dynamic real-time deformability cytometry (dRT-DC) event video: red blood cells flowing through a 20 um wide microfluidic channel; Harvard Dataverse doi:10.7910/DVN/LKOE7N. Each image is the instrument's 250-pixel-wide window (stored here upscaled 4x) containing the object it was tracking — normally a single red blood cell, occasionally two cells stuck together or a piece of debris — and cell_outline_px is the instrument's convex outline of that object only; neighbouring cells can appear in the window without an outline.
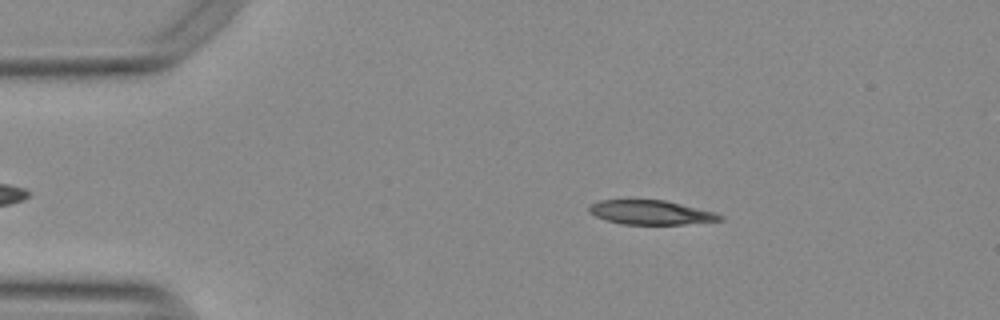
{"species": "Egyptian fruit bat (a non-hibernating species)", "species_latin": "Rousettus aegyptiacus", "temperature_condition": "warm", "stored_images_in_passage": 53, "camera_frame_rate_fps": 3000, "um_per_image_px": 0.085, "animal": {"sex": "female"}, "frame": {"image": 1, "passage_image": 9, "time_ms": 2.667, "image_size_px": [1000, 320], "cell_outline_px": [[724, 220], [684, 224], [624, 224], [608, 220], [596, 216], [588, 212], [588, 208], [596, 200], [664, 200], [716, 212], [724, 216]], "centroid_in_image_um": [55.35, 18.05], "position_along_channel_um": 29.7, "area_um2": 18.38}}
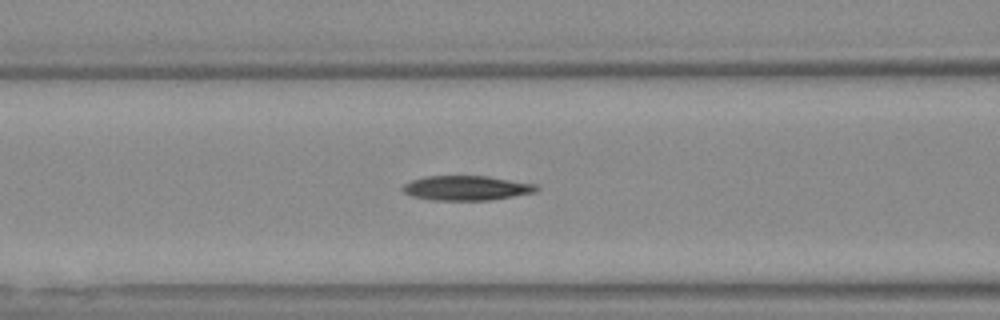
{"frame": {"image": 2, "passage_image": 21, "time_ms": 6.667, "image_size_px": [1000, 320], "cell_outline_px": [[540, 188], [536, 192], [488, 200], [428, 200], [412, 196], [404, 192], [400, 188], [404, 184], [412, 180], [424, 176], [488, 176], [536, 184]], "centroid_in_image_um": [39.62, 15.98], "position_along_channel_um": 127.0, "area_um2": 19.25}}
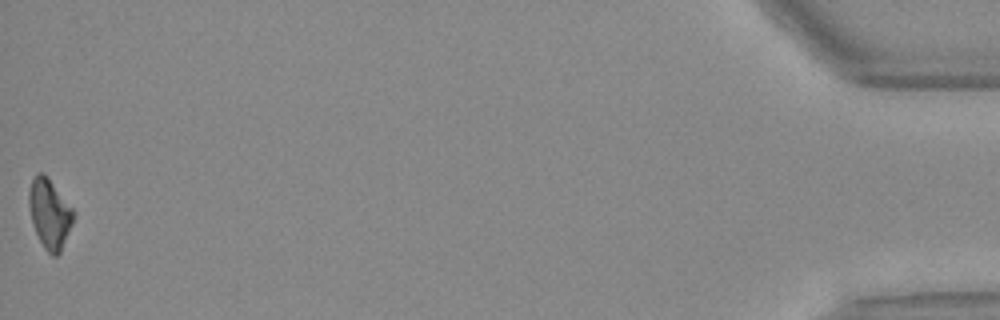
{"frame": {"image": 3, "passage_image": 53, "time_ms": 17.333, "image_size_px": [1000, 320], "cell_outline_px": [[76, 212], [72, 224], [60, 252], [56, 256], [52, 256], [44, 248], [32, 224], [28, 204], [28, 192], [32, 180], [40, 172], [44, 172]], "centroid_in_image_um": [4.22, 18.15], "position_along_channel_um": 431.0, "area_um2": 17.98}, "authors_computed_cell_mechanics": {"area_um2": 19.2474, "velocity_mm_per_s": 3.7909, "shape_relaxation_time_tau1_ms": 6.4779, "shape_relaxation_time_tau2_ms": null, "deformation_change_tau1": 0.1918, "deformation_change_tau2": null}}